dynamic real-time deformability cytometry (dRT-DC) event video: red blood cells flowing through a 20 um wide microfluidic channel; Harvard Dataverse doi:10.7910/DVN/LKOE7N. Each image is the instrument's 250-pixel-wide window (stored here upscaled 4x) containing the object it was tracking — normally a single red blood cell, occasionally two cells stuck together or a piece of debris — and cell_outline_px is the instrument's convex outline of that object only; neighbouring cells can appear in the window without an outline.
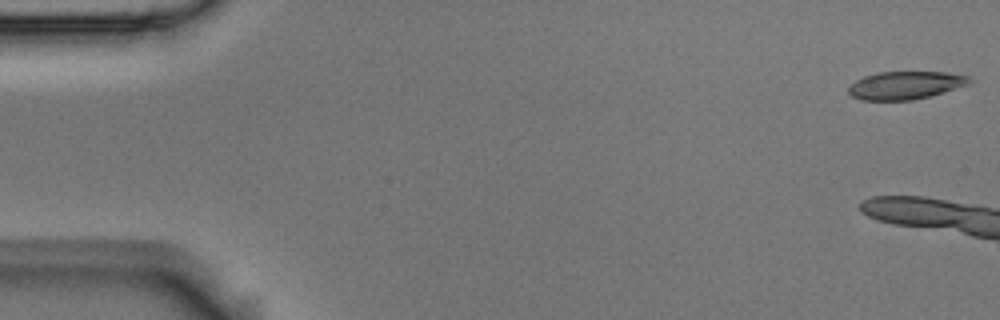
{"species": "Egyptian fruit bat (a non-hibernating species)", "species_latin": "Rousettus aegyptiacus", "temperature_condition": "room temperature", "stored_images_in_passage": 9, "camera_frame_rate_fps": 3000, "um_per_image_px": 0.085, "animal": {"sex": "male"}, "frame": {"image": 1, "passage_image": 1, "time_ms": 0.0, "image_size_px": [1000, 320], "cell_outline_px": [[972, 80], [968, 84], [944, 92], [912, 100], [860, 100], [852, 96], [848, 92], [848, 88], [856, 80], [864, 76], [880, 72], [944, 72], [968, 76]], "centroid_in_image_um": [76.94, 7.25], "position_along_channel_um": 8.1, "area_um2": 19.48}}
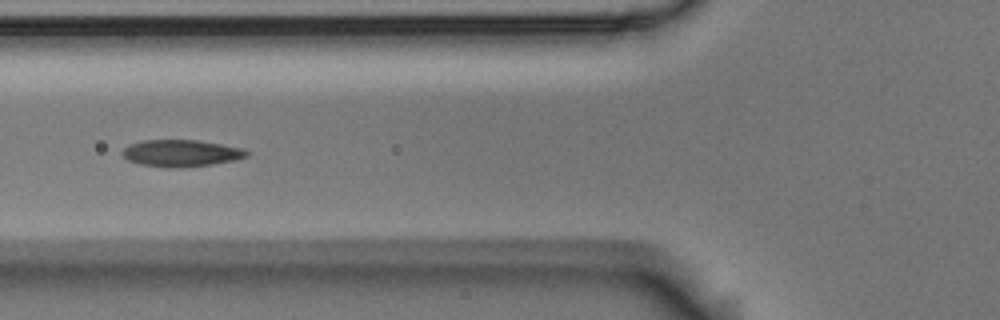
{"frame": {"image": 2, "passage_image": 8, "time_ms": 2.333, "image_size_px": [1000, 320], "cell_outline_px": [[248, 156], [236, 160], [212, 164], [180, 168], [164, 168], [140, 164], [128, 160], [120, 152], [124, 148], [140, 140], [196, 140], [244, 148], [248, 152]], "centroid_in_image_um": [15.39, 13.03], "position_along_channel_um": 110.4, "area_um2": 19.54}}
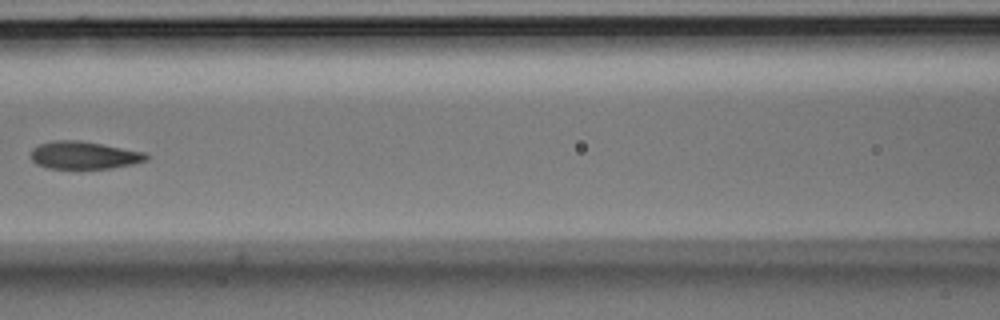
{"frame": {"image": 3, "passage_image": 9, "time_ms": 2.667, "image_size_px": [1000, 320], "cell_outline_px": [[148, 160], [132, 164], [112, 168], [48, 168], [36, 164], [32, 160], [32, 148], [40, 144], [56, 140], [80, 140], [144, 152], [148, 156]], "centroid_in_image_um": [7.14, 13.19], "position_along_channel_um": 159.5, "area_um2": 18.38}}